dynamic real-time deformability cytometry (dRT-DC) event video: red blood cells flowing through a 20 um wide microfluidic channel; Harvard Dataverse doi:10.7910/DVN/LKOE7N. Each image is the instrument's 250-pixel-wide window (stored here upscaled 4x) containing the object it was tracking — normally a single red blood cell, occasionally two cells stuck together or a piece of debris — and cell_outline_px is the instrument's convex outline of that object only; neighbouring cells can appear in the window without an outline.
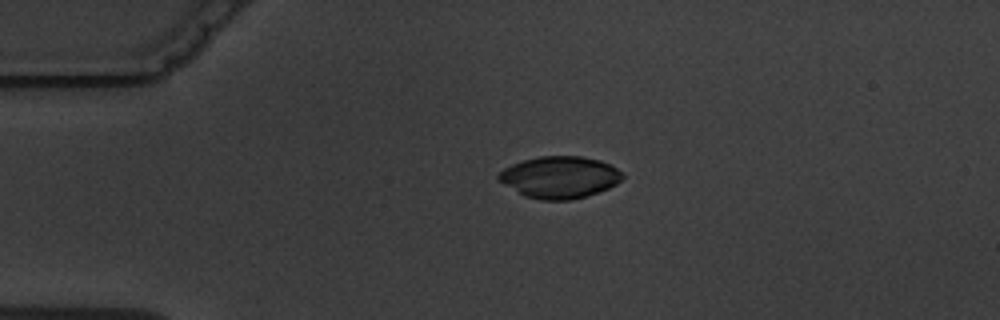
{"species": "common noctule bat (a hibernating species)", "species_latin": "Nyctalus noctula", "temperature_condition": "warm", "stored_images_in_passage": 2, "camera_frame_rate_fps": 3000, "um_per_image_px": 0.085, "animal": {"sex": "male", "body_mass_g": 19.5, "forearm_length_mm": 54.6}, "frame": {"image": 1, "passage_image": 1, "time_ms": 0.0, "image_size_px": [1000, 320], "cell_outline_px": [[624, 176], [616, 184], [608, 188], [572, 200], [540, 200], [524, 196], [496, 180], [496, 176], [504, 168], [512, 164], [524, 160], [540, 156], [580, 156], [600, 160], [612, 164], [624, 172]], "centroid_in_image_um": [47.57, 15.06], "position_along_channel_um": 37.4, "area_um2": 30.4}}